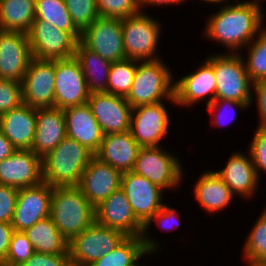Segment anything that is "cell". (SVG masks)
<instances>
[{"mask_svg": "<svg viewBox=\"0 0 266 266\" xmlns=\"http://www.w3.org/2000/svg\"><path fill=\"white\" fill-rule=\"evenodd\" d=\"M238 1L233 0L235 4L230 0L213 3L221 5L214 14L207 16L202 34L207 40L226 47L227 54L243 53V49L266 27L263 2Z\"/></svg>", "mask_w": 266, "mask_h": 266, "instance_id": "obj_1", "label": "cell"}, {"mask_svg": "<svg viewBox=\"0 0 266 266\" xmlns=\"http://www.w3.org/2000/svg\"><path fill=\"white\" fill-rule=\"evenodd\" d=\"M94 154L74 139L65 137L42 158V179L52 187L78 186Z\"/></svg>", "mask_w": 266, "mask_h": 266, "instance_id": "obj_2", "label": "cell"}, {"mask_svg": "<svg viewBox=\"0 0 266 266\" xmlns=\"http://www.w3.org/2000/svg\"><path fill=\"white\" fill-rule=\"evenodd\" d=\"M50 218L70 241L95 222V207L78 186L53 187Z\"/></svg>", "mask_w": 266, "mask_h": 266, "instance_id": "obj_3", "label": "cell"}, {"mask_svg": "<svg viewBox=\"0 0 266 266\" xmlns=\"http://www.w3.org/2000/svg\"><path fill=\"white\" fill-rule=\"evenodd\" d=\"M162 58L137 60V68L131 89L125 99L133 107L163 102L176 106L174 99L173 71Z\"/></svg>", "mask_w": 266, "mask_h": 266, "instance_id": "obj_4", "label": "cell"}, {"mask_svg": "<svg viewBox=\"0 0 266 266\" xmlns=\"http://www.w3.org/2000/svg\"><path fill=\"white\" fill-rule=\"evenodd\" d=\"M140 11L136 15L121 19L123 46L127 59L138 61L157 60L161 42V21ZM160 55V57H159Z\"/></svg>", "mask_w": 266, "mask_h": 266, "instance_id": "obj_5", "label": "cell"}, {"mask_svg": "<svg viewBox=\"0 0 266 266\" xmlns=\"http://www.w3.org/2000/svg\"><path fill=\"white\" fill-rule=\"evenodd\" d=\"M216 77L215 99L251 102L253 82L241 54L215 53L206 56Z\"/></svg>", "mask_w": 266, "mask_h": 266, "instance_id": "obj_6", "label": "cell"}, {"mask_svg": "<svg viewBox=\"0 0 266 266\" xmlns=\"http://www.w3.org/2000/svg\"><path fill=\"white\" fill-rule=\"evenodd\" d=\"M164 149V146L140 147L132 171L164 191H173L181 187L185 169L176 154Z\"/></svg>", "mask_w": 266, "mask_h": 266, "instance_id": "obj_7", "label": "cell"}, {"mask_svg": "<svg viewBox=\"0 0 266 266\" xmlns=\"http://www.w3.org/2000/svg\"><path fill=\"white\" fill-rule=\"evenodd\" d=\"M127 236L116 229L94 222L89 228L74 236L68 243L72 266H89L107 255Z\"/></svg>", "mask_w": 266, "mask_h": 266, "instance_id": "obj_8", "label": "cell"}, {"mask_svg": "<svg viewBox=\"0 0 266 266\" xmlns=\"http://www.w3.org/2000/svg\"><path fill=\"white\" fill-rule=\"evenodd\" d=\"M165 104L164 101L132 108L130 132L141 147L162 146V140L170 133L171 114Z\"/></svg>", "mask_w": 266, "mask_h": 266, "instance_id": "obj_9", "label": "cell"}, {"mask_svg": "<svg viewBox=\"0 0 266 266\" xmlns=\"http://www.w3.org/2000/svg\"><path fill=\"white\" fill-rule=\"evenodd\" d=\"M32 55L37 59H67L74 56L77 40L44 20H35L27 32Z\"/></svg>", "mask_w": 266, "mask_h": 266, "instance_id": "obj_10", "label": "cell"}, {"mask_svg": "<svg viewBox=\"0 0 266 266\" xmlns=\"http://www.w3.org/2000/svg\"><path fill=\"white\" fill-rule=\"evenodd\" d=\"M55 60L32 58L22 81V102L32 108L55 107Z\"/></svg>", "mask_w": 266, "mask_h": 266, "instance_id": "obj_11", "label": "cell"}, {"mask_svg": "<svg viewBox=\"0 0 266 266\" xmlns=\"http://www.w3.org/2000/svg\"><path fill=\"white\" fill-rule=\"evenodd\" d=\"M80 42L110 62L127 59L123 46L121 19L119 18L99 16L81 33Z\"/></svg>", "mask_w": 266, "mask_h": 266, "instance_id": "obj_12", "label": "cell"}, {"mask_svg": "<svg viewBox=\"0 0 266 266\" xmlns=\"http://www.w3.org/2000/svg\"><path fill=\"white\" fill-rule=\"evenodd\" d=\"M120 188L143 226L165 204V191L133 171L122 173Z\"/></svg>", "mask_w": 266, "mask_h": 266, "instance_id": "obj_13", "label": "cell"}, {"mask_svg": "<svg viewBox=\"0 0 266 266\" xmlns=\"http://www.w3.org/2000/svg\"><path fill=\"white\" fill-rule=\"evenodd\" d=\"M216 84L213 66L205 59L195 71L174 81L176 106L193 108L202 101L209 105L215 99Z\"/></svg>", "mask_w": 266, "mask_h": 266, "instance_id": "obj_14", "label": "cell"}, {"mask_svg": "<svg viewBox=\"0 0 266 266\" xmlns=\"http://www.w3.org/2000/svg\"><path fill=\"white\" fill-rule=\"evenodd\" d=\"M55 66V107L65 109L87 103L89 92L77 59H55Z\"/></svg>", "mask_w": 266, "mask_h": 266, "instance_id": "obj_15", "label": "cell"}, {"mask_svg": "<svg viewBox=\"0 0 266 266\" xmlns=\"http://www.w3.org/2000/svg\"><path fill=\"white\" fill-rule=\"evenodd\" d=\"M52 189L46 182L20 188L11 221L14 231L23 232L36 222L50 217Z\"/></svg>", "mask_w": 266, "mask_h": 266, "instance_id": "obj_16", "label": "cell"}, {"mask_svg": "<svg viewBox=\"0 0 266 266\" xmlns=\"http://www.w3.org/2000/svg\"><path fill=\"white\" fill-rule=\"evenodd\" d=\"M32 58L27 33L0 30V79L22 83Z\"/></svg>", "mask_w": 266, "mask_h": 266, "instance_id": "obj_17", "label": "cell"}, {"mask_svg": "<svg viewBox=\"0 0 266 266\" xmlns=\"http://www.w3.org/2000/svg\"><path fill=\"white\" fill-rule=\"evenodd\" d=\"M103 134L130 130L132 106L125 97L109 93L89 94L87 101Z\"/></svg>", "mask_w": 266, "mask_h": 266, "instance_id": "obj_18", "label": "cell"}, {"mask_svg": "<svg viewBox=\"0 0 266 266\" xmlns=\"http://www.w3.org/2000/svg\"><path fill=\"white\" fill-rule=\"evenodd\" d=\"M42 181V159L31 149H16L0 162V185L20 189Z\"/></svg>", "mask_w": 266, "mask_h": 266, "instance_id": "obj_19", "label": "cell"}, {"mask_svg": "<svg viewBox=\"0 0 266 266\" xmlns=\"http://www.w3.org/2000/svg\"><path fill=\"white\" fill-rule=\"evenodd\" d=\"M95 222L123 232L126 236L141 237L143 225L137 220L126 194L121 188L112 192L95 207Z\"/></svg>", "mask_w": 266, "mask_h": 266, "instance_id": "obj_20", "label": "cell"}, {"mask_svg": "<svg viewBox=\"0 0 266 266\" xmlns=\"http://www.w3.org/2000/svg\"><path fill=\"white\" fill-rule=\"evenodd\" d=\"M122 172L93 156L78 185L87 200L96 207L120 188Z\"/></svg>", "mask_w": 266, "mask_h": 266, "instance_id": "obj_21", "label": "cell"}, {"mask_svg": "<svg viewBox=\"0 0 266 266\" xmlns=\"http://www.w3.org/2000/svg\"><path fill=\"white\" fill-rule=\"evenodd\" d=\"M231 153L224 168L214 171L236 197L240 196L239 198L246 200L253 198L260 181L250 154L241 151Z\"/></svg>", "mask_w": 266, "mask_h": 266, "instance_id": "obj_22", "label": "cell"}, {"mask_svg": "<svg viewBox=\"0 0 266 266\" xmlns=\"http://www.w3.org/2000/svg\"><path fill=\"white\" fill-rule=\"evenodd\" d=\"M63 112L67 137L76 140L95 154L100 148L104 134L88 103L65 108Z\"/></svg>", "mask_w": 266, "mask_h": 266, "instance_id": "obj_23", "label": "cell"}, {"mask_svg": "<svg viewBox=\"0 0 266 266\" xmlns=\"http://www.w3.org/2000/svg\"><path fill=\"white\" fill-rule=\"evenodd\" d=\"M63 109H36V131L31 150L41 159L56 148L66 137Z\"/></svg>", "mask_w": 266, "mask_h": 266, "instance_id": "obj_24", "label": "cell"}, {"mask_svg": "<svg viewBox=\"0 0 266 266\" xmlns=\"http://www.w3.org/2000/svg\"><path fill=\"white\" fill-rule=\"evenodd\" d=\"M140 147L130 130L105 134L94 156L123 173L133 170Z\"/></svg>", "mask_w": 266, "mask_h": 266, "instance_id": "obj_25", "label": "cell"}, {"mask_svg": "<svg viewBox=\"0 0 266 266\" xmlns=\"http://www.w3.org/2000/svg\"><path fill=\"white\" fill-rule=\"evenodd\" d=\"M0 131L16 149H31L36 131V109L22 103L3 113Z\"/></svg>", "mask_w": 266, "mask_h": 266, "instance_id": "obj_26", "label": "cell"}, {"mask_svg": "<svg viewBox=\"0 0 266 266\" xmlns=\"http://www.w3.org/2000/svg\"><path fill=\"white\" fill-rule=\"evenodd\" d=\"M193 185V195L207 214H217L232 204L236 196L214 170H205Z\"/></svg>", "mask_w": 266, "mask_h": 266, "instance_id": "obj_27", "label": "cell"}, {"mask_svg": "<svg viewBox=\"0 0 266 266\" xmlns=\"http://www.w3.org/2000/svg\"><path fill=\"white\" fill-rule=\"evenodd\" d=\"M74 57L80 64L89 94L107 93L112 62L89 50L80 41L76 44Z\"/></svg>", "mask_w": 266, "mask_h": 266, "instance_id": "obj_28", "label": "cell"}, {"mask_svg": "<svg viewBox=\"0 0 266 266\" xmlns=\"http://www.w3.org/2000/svg\"><path fill=\"white\" fill-rule=\"evenodd\" d=\"M23 232L36 253L69 254V241L61 234L50 217L36 222Z\"/></svg>", "mask_w": 266, "mask_h": 266, "instance_id": "obj_29", "label": "cell"}, {"mask_svg": "<svg viewBox=\"0 0 266 266\" xmlns=\"http://www.w3.org/2000/svg\"><path fill=\"white\" fill-rule=\"evenodd\" d=\"M36 0H0V30L27 33L35 21Z\"/></svg>", "mask_w": 266, "mask_h": 266, "instance_id": "obj_30", "label": "cell"}, {"mask_svg": "<svg viewBox=\"0 0 266 266\" xmlns=\"http://www.w3.org/2000/svg\"><path fill=\"white\" fill-rule=\"evenodd\" d=\"M152 254L154 255L155 253L145 249L141 237L127 236L107 255H104L89 266H132L141 257L144 259Z\"/></svg>", "mask_w": 266, "mask_h": 266, "instance_id": "obj_31", "label": "cell"}, {"mask_svg": "<svg viewBox=\"0 0 266 266\" xmlns=\"http://www.w3.org/2000/svg\"><path fill=\"white\" fill-rule=\"evenodd\" d=\"M35 10V20L47 21L80 41L81 32L74 25L64 0H36Z\"/></svg>", "mask_w": 266, "mask_h": 266, "instance_id": "obj_32", "label": "cell"}, {"mask_svg": "<svg viewBox=\"0 0 266 266\" xmlns=\"http://www.w3.org/2000/svg\"><path fill=\"white\" fill-rule=\"evenodd\" d=\"M174 207L167 205L166 203L159 209L143 226L142 242L147 251L153 252L157 255V252H161V241L154 239L151 235V225L156 223L157 227L161 230L171 232L178 229L181 225V215ZM173 229V230H172ZM150 230V231H149ZM152 236V237H151Z\"/></svg>", "mask_w": 266, "mask_h": 266, "instance_id": "obj_33", "label": "cell"}, {"mask_svg": "<svg viewBox=\"0 0 266 266\" xmlns=\"http://www.w3.org/2000/svg\"><path fill=\"white\" fill-rule=\"evenodd\" d=\"M252 225L242 246V256L247 266L266 263V208Z\"/></svg>", "mask_w": 266, "mask_h": 266, "instance_id": "obj_34", "label": "cell"}, {"mask_svg": "<svg viewBox=\"0 0 266 266\" xmlns=\"http://www.w3.org/2000/svg\"><path fill=\"white\" fill-rule=\"evenodd\" d=\"M245 54H242L250 80L254 83L266 80V27L247 45ZM248 49V50H247Z\"/></svg>", "mask_w": 266, "mask_h": 266, "instance_id": "obj_35", "label": "cell"}, {"mask_svg": "<svg viewBox=\"0 0 266 266\" xmlns=\"http://www.w3.org/2000/svg\"><path fill=\"white\" fill-rule=\"evenodd\" d=\"M137 68V60L125 59L112 62L109 76L107 93L126 97L131 89Z\"/></svg>", "mask_w": 266, "mask_h": 266, "instance_id": "obj_36", "label": "cell"}, {"mask_svg": "<svg viewBox=\"0 0 266 266\" xmlns=\"http://www.w3.org/2000/svg\"><path fill=\"white\" fill-rule=\"evenodd\" d=\"M76 28L82 33L98 17L96 0H64Z\"/></svg>", "mask_w": 266, "mask_h": 266, "instance_id": "obj_37", "label": "cell"}, {"mask_svg": "<svg viewBox=\"0 0 266 266\" xmlns=\"http://www.w3.org/2000/svg\"><path fill=\"white\" fill-rule=\"evenodd\" d=\"M250 105L251 102H238L229 99H214L209 105L206 106V108L212 118V121H210L211 124L218 128L222 127V125H226L225 121H230V119L232 121V118H234L236 113L235 110H248L251 107ZM230 112L233 114L229 115ZM227 117H229L230 119H227Z\"/></svg>", "mask_w": 266, "mask_h": 266, "instance_id": "obj_38", "label": "cell"}, {"mask_svg": "<svg viewBox=\"0 0 266 266\" xmlns=\"http://www.w3.org/2000/svg\"><path fill=\"white\" fill-rule=\"evenodd\" d=\"M100 17L127 18L141 11L140 0H96Z\"/></svg>", "mask_w": 266, "mask_h": 266, "instance_id": "obj_39", "label": "cell"}, {"mask_svg": "<svg viewBox=\"0 0 266 266\" xmlns=\"http://www.w3.org/2000/svg\"><path fill=\"white\" fill-rule=\"evenodd\" d=\"M35 253L32 243L24 232L12 233L8 254L3 262L9 266H20Z\"/></svg>", "mask_w": 266, "mask_h": 266, "instance_id": "obj_40", "label": "cell"}, {"mask_svg": "<svg viewBox=\"0 0 266 266\" xmlns=\"http://www.w3.org/2000/svg\"><path fill=\"white\" fill-rule=\"evenodd\" d=\"M253 138L249 144V152L252 163L256 169L259 181L262 179L260 176L266 174V128L258 127L254 130Z\"/></svg>", "mask_w": 266, "mask_h": 266, "instance_id": "obj_41", "label": "cell"}, {"mask_svg": "<svg viewBox=\"0 0 266 266\" xmlns=\"http://www.w3.org/2000/svg\"><path fill=\"white\" fill-rule=\"evenodd\" d=\"M22 103V83L0 79V116Z\"/></svg>", "mask_w": 266, "mask_h": 266, "instance_id": "obj_42", "label": "cell"}, {"mask_svg": "<svg viewBox=\"0 0 266 266\" xmlns=\"http://www.w3.org/2000/svg\"><path fill=\"white\" fill-rule=\"evenodd\" d=\"M18 190L19 189L12 186L0 185V222L11 223L15 211Z\"/></svg>", "mask_w": 266, "mask_h": 266, "instance_id": "obj_43", "label": "cell"}, {"mask_svg": "<svg viewBox=\"0 0 266 266\" xmlns=\"http://www.w3.org/2000/svg\"><path fill=\"white\" fill-rule=\"evenodd\" d=\"M20 266H72L69 254L34 253Z\"/></svg>", "mask_w": 266, "mask_h": 266, "instance_id": "obj_44", "label": "cell"}, {"mask_svg": "<svg viewBox=\"0 0 266 266\" xmlns=\"http://www.w3.org/2000/svg\"><path fill=\"white\" fill-rule=\"evenodd\" d=\"M254 102L257 104L256 111L259 114V120L257 121L258 127L266 128V80H260L253 83L250 106H253Z\"/></svg>", "mask_w": 266, "mask_h": 266, "instance_id": "obj_45", "label": "cell"}, {"mask_svg": "<svg viewBox=\"0 0 266 266\" xmlns=\"http://www.w3.org/2000/svg\"><path fill=\"white\" fill-rule=\"evenodd\" d=\"M13 232L14 229L11 223L0 222V263H3L7 257Z\"/></svg>", "mask_w": 266, "mask_h": 266, "instance_id": "obj_46", "label": "cell"}, {"mask_svg": "<svg viewBox=\"0 0 266 266\" xmlns=\"http://www.w3.org/2000/svg\"><path fill=\"white\" fill-rule=\"evenodd\" d=\"M190 2V0H140V9L141 11L145 12V9L146 7L149 8L150 7H158V6H161L164 7L165 6H168V5H173V6H176L177 4H182V3H185V2ZM147 5V6H146ZM144 8V9H143Z\"/></svg>", "mask_w": 266, "mask_h": 266, "instance_id": "obj_47", "label": "cell"}, {"mask_svg": "<svg viewBox=\"0 0 266 266\" xmlns=\"http://www.w3.org/2000/svg\"><path fill=\"white\" fill-rule=\"evenodd\" d=\"M15 150L16 148L12 145L11 141L0 131V162L9 157Z\"/></svg>", "mask_w": 266, "mask_h": 266, "instance_id": "obj_48", "label": "cell"}, {"mask_svg": "<svg viewBox=\"0 0 266 266\" xmlns=\"http://www.w3.org/2000/svg\"><path fill=\"white\" fill-rule=\"evenodd\" d=\"M196 1V0H195ZM198 1H202L203 3H207L209 6L210 4H213V3H220L222 1H228V0H198Z\"/></svg>", "mask_w": 266, "mask_h": 266, "instance_id": "obj_49", "label": "cell"}, {"mask_svg": "<svg viewBox=\"0 0 266 266\" xmlns=\"http://www.w3.org/2000/svg\"><path fill=\"white\" fill-rule=\"evenodd\" d=\"M141 259H142V257L134 264V265H132V266H144V264L145 263H141L142 261H141ZM140 261V262H139ZM139 263H141V264H139ZM143 264V265H142ZM147 266V265H146Z\"/></svg>", "mask_w": 266, "mask_h": 266, "instance_id": "obj_50", "label": "cell"}, {"mask_svg": "<svg viewBox=\"0 0 266 266\" xmlns=\"http://www.w3.org/2000/svg\"><path fill=\"white\" fill-rule=\"evenodd\" d=\"M253 266H266V263H261V264H257V265H253Z\"/></svg>", "mask_w": 266, "mask_h": 266, "instance_id": "obj_51", "label": "cell"}, {"mask_svg": "<svg viewBox=\"0 0 266 266\" xmlns=\"http://www.w3.org/2000/svg\"><path fill=\"white\" fill-rule=\"evenodd\" d=\"M0 266H9V265H6V264H4V263H0Z\"/></svg>", "mask_w": 266, "mask_h": 266, "instance_id": "obj_52", "label": "cell"}]
</instances>
